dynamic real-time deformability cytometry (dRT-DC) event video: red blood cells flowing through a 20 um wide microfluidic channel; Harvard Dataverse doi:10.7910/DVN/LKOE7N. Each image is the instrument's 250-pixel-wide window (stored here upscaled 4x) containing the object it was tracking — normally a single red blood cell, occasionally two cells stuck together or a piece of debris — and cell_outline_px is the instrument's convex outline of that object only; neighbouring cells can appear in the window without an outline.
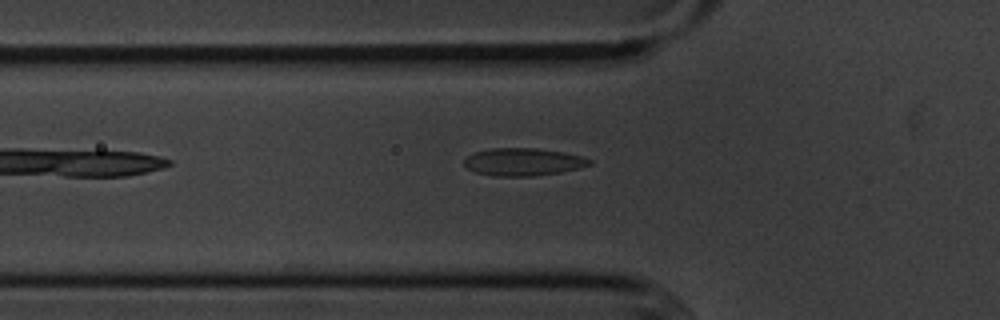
{"species": "common noctule bat (a hibernating species)", "species_latin": "Nyctalus noctula", "temperature_condition": "cold", "stored_images_in_passage": 23, "camera_frame_rate_fps": 3000, "um_per_image_px": 0.085, "animal": {"sex": "male", "body_mass_g": 20.1, "forearm_length_mm": 53.5}, "frame": {"image": 1, "passage_image": 2, "time_ms": 0.333, "image_size_px": [1000, 320], "cell_outline_px": [[592, 164], [580, 168], [560, 172], [532, 176], [492, 176], [476, 172], [468, 168], [464, 164], [464, 160], [468, 156], [476, 152], [492, 148], [536, 148], [564, 152], [580, 156], [592, 160]], "centroid_in_image_um": [44.49, 13.76], "position_along_channel_um": 81.3, "area_um2": 20.06}}
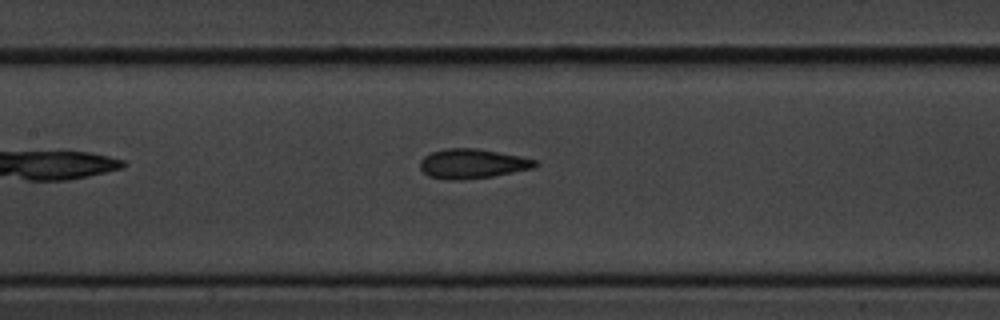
{"frame": {"image": 2, "passage_image": 9, "time_ms": 2.667, "image_size_px": [1000, 320], "cell_outline_px": [[540, 164], [532, 168], [492, 176], [464, 180], [452, 180], [428, 176], [420, 168], [420, 160], [424, 156], [432, 152], [444, 148], [476, 148], [520, 156], [536, 160]], "centroid_in_image_um": [40.13, 13.91], "position_along_channel_um": 167.3, "area_um2": 19.77}}
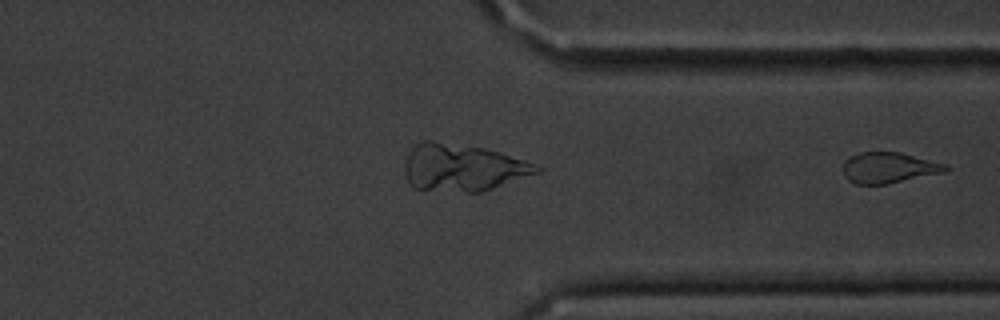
{"frame": {"image": 3, "passage_image": 23, "time_ms": 7.333, "image_size_px": [1000, 320], "cell_outline_px": [[952, 168], [944, 172], [888, 184], [856, 184], [848, 180], [844, 176], [844, 160], [860, 152], [900, 152], [948, 164]], "centroid_in_image_um": [75.59, 14.25], "position_along_channel_um": 335.8, "area_um2": 18.5}}